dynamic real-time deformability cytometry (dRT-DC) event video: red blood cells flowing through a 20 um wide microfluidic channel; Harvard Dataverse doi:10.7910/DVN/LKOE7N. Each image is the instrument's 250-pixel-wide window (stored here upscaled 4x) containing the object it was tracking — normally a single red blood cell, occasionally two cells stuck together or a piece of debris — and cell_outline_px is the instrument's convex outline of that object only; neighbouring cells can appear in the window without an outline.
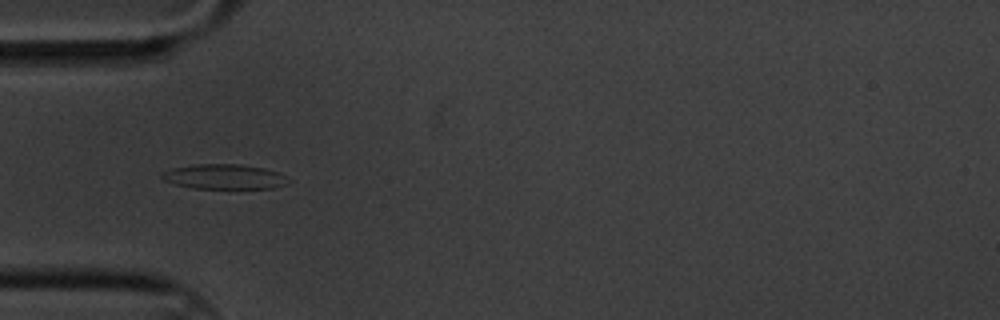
{"species": "common noctule bat (a hibernating species)", "species_latin": "Nyctalus noctula", "temperature_condition": "cold", "stored_images_in_passage": 5, "camera_frame_rate_fps": 3000, "um_per_image_px": 0.085, "animal": {"sex": "male", "body_mass_g": 20.1, "forearm_length_mm": 53.5}, "frame": {"image": 1, "passage_image": 4, "time_ms": 1.0, "image_size_px": [1000, 320], "cell_outline_px": [[292, 180], [288, 184], [272, 188], [192, 188], [176, 184], [164, 180], [160, 176], [160, 172], [172, 168], [196, 164], [240, 164], [264, 168], [276, 172]], "centroid_in_image_um": [19.05, 15.01], "position_along_channel_um": 65.9, "area_um2": 18.32}}